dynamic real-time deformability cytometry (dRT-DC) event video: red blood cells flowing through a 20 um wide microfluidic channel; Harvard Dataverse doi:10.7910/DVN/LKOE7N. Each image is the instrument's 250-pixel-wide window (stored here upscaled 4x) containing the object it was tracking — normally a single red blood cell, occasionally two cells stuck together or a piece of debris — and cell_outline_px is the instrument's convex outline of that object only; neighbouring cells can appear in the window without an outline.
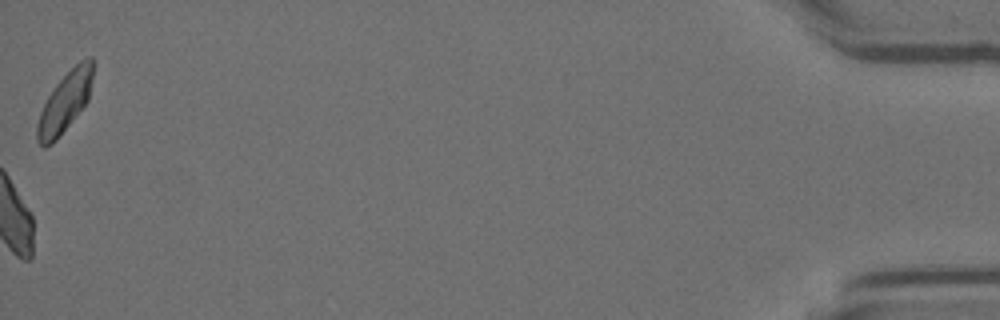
{"species": "Egyptian fruit bat (a non-hibernating species)", "species_latin": "Rousettus aegyptiacus", "temperature_condition": "room temperature", "stored_images_in_passage": 41, "camera_frame_rate_fps": 3000, "um_per_image_px": 0.085, "animal": {"sex": "female"}, "frame": {"image": 1, "passage_image": 41, "time_ms": 13.333, "image_size_px": [1000, 320], "cell_outline_px": [[96, 64], [88, 100], [56, 140], [52, 144], [44, 148], [36, 140], [36, 124], [40, 112], [48, 96], [56, 84], [80, 60], [88, 56], [92, 56]], "centroid_in_image_um": [5.54, 8.65], "position_along_channel_um": 429.7, "area_um2": 19.54}}